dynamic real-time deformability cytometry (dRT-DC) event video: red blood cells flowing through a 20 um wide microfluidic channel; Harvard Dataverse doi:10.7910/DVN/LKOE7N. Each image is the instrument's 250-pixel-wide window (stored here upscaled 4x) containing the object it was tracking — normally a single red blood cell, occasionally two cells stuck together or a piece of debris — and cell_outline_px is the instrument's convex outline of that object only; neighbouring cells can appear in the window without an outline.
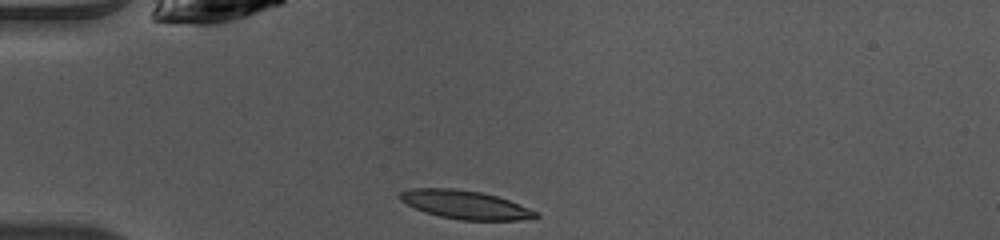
{"species": "common noctule bat (a hibernating species)", "species_latin": "Nyctalus noctula", "temperature_condition": "warm", "stored_images_in_passage": 37, "camera_frame_rate_fps": 3000, "um_per_image_px": 0.085, "animal": {"sex": "female", "body_mass_g": 10.0, "forearm_length_mm": 53.1}, "frame": {"image": 1, "passage_image": 1, "time_ms": 0.0, "image_size_px": [1000, 240], "cell_outline_px": [[540, 216], [520, 220], [460, 220], [440, 216], [424, 212], [400, 200], [400, 192], [412, 188], [452, 188], [480, 192], [496, 196], [508, 200], [528, 208], [536, 212]], "centroid_in_image_um": [39.52, 17.4], "position_along_channel_um": 45.5, "area_um2": 22.2}}
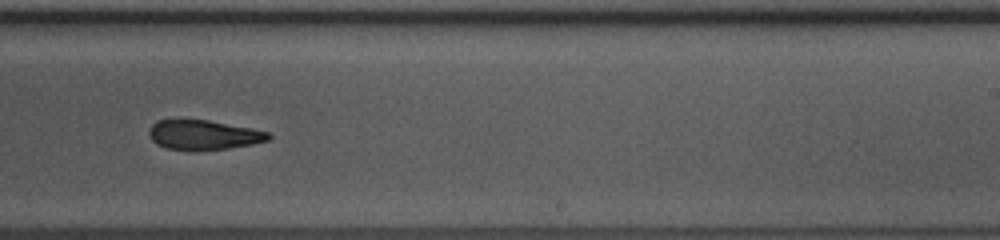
{"frame": {"image": 2, "passage_image": 19, "time_ms": 6.0, "image_size_px": [1000, 240], "cell_outline_px": [[272, 136], [268, 140], [252, 144], [228, 148], [192, 152], [164, 148], [156, 144], [152, 140], [148, 132], [152, 124], [156, 120], [208, 120], [252, 128], [268, 132]], "centroid_in_image_um": [17.27, 11.49], "position_along_channel_um": 271.7, "area_um2": 20.92}}
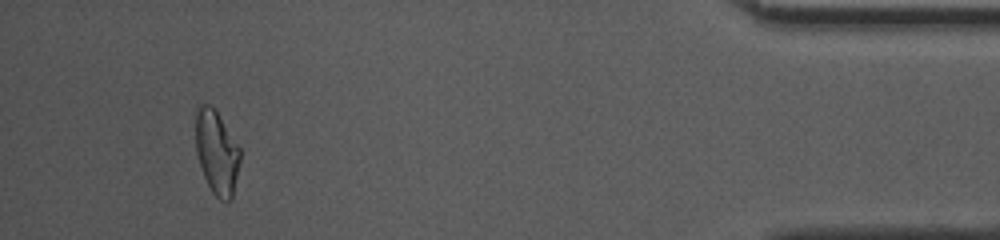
{"frame": {"image": 3, "passage_image": 34, "time_ms": 11.0, "image_size_px": [1000, 240], "cell_outline_px": [[240, 160], [232, 200], [220, 200], [212, 192], [204, 176], [196, 152], [196, 108], [200, 104], [208, 104], [216, 108], [240, 148]], "centroid_in_image_um": [18.42, 12.91], "position_along_channel_um": 416.8, "area_um2": 21.79}, "authors_computed_cell_mechanics": {"area_um2": 22.0796, "velocity_mm_per_s": 4.0868, "shape_relaxation_time_tau1_ms": 8.9961, "shape_relaxation_time_tau2_ms": 8.3131, "deformation_change_tau1": 0.2615, "deformation_change_tau2": 0.1543}}